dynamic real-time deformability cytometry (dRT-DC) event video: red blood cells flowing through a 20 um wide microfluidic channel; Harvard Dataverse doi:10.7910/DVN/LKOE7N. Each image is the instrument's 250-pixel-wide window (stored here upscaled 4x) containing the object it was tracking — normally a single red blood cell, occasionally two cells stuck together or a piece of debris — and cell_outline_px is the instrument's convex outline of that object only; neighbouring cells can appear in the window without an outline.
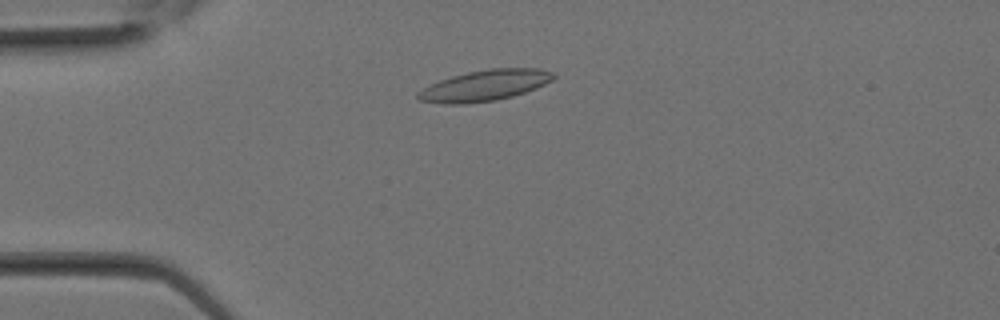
{"species": "Egyptian fruit bat (a non-hibernating species)", "species_latin": "Rousettus aegyptiacus", "temperature_condition": "room temperature", "stored_images_in_passage": 15, "camera_frame_rate_fps": 3000, "um_per_image_px": 0.085, "animal": {"sex": "female"}, "frame": {"image": 1, "passage_image": 5, "time_ms": 1.333, "image_size_px": [1000, 320], "cell_outline_px": [[556, 76], [552, 80], [536, 88], [512, 96], [496, 100], [464, 104], [444, 104], [420, 100], [416, 96], [416, 92], [440, 80], [452, 76], [468, 72], [488, 68], [540, 68], [552, 72]], "centroid_in_image_um": [41.21, 7.26], "position_along_channel_um": 43.8, "area_um2": 24.28}}
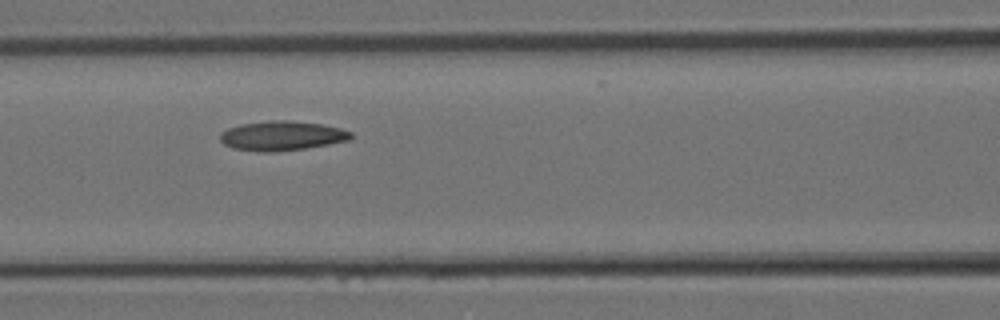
{"frame": {"image": 2, "passage_image": 10, "time_ms": 3.0, "image_size_px": [1000, 320], "cell_outline_px": [[352, 136], [348, 140], [328, 144], [304, 148], [272, 152], [256, 152], [232, 148], [224, 144], [220, 140], [220, 132], [228, 128], [240, 124], [268, 120], [288, 120], [324, 124], [340, 128], [352, 132]], "centroid_in_image_um": [23.92, 11.53], "position_along_channel_um": 142.7, "area_um2": 22.6}}
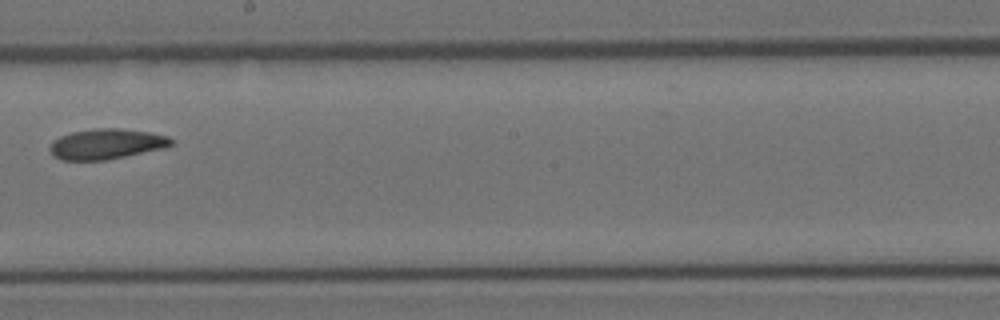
{"frame": {"image": 3, "passage_image": 14, "time_ms": 4.333, "image_size_px": [1000, 320], "cell_outline_px": [[172, 144], [164, 148], [108, 160], [60, 160], [52, 156], [48, 148], [52, 140], [60, 136], [72, 132], [96, 128], [120, 128], [148, 132], [168, 136], [172, 140]], "centroid_in_image_um": [8.99, 12.24], "position_along_channel_um": 239.2, "area_um2": 21.62}}